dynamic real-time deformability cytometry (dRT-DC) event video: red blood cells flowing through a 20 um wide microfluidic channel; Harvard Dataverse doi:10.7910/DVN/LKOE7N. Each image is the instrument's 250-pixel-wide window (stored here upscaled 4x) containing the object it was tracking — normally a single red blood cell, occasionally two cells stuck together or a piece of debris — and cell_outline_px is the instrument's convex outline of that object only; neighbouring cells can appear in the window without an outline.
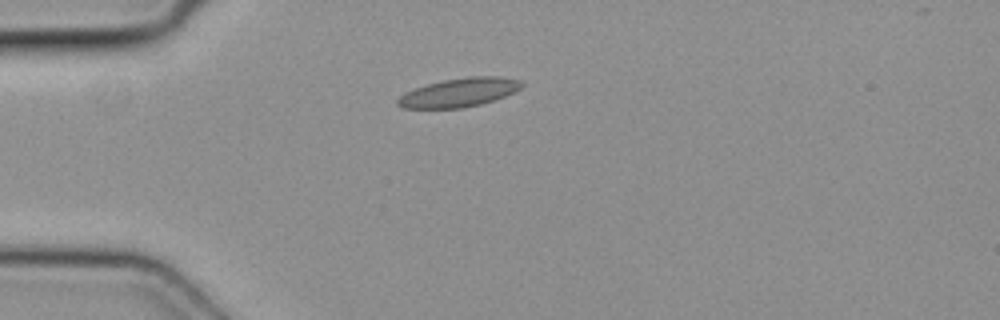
{"species": "common noctule bat (a hibernating species)", "species_latin": "Nyctalus noctula", "temperature_condition": "cold", "stored_images_in_passage": 2, "camera_frame_rate_fps": 3000, "um_per_image_px": 0.085, "animal": {"sex": "female", "body_mass_g": 19.3, "forearm_length_mm": 54.1}, "frame": {"image": 1, "passage_image": 1, "time_ms": 0.0, "image_size_px": [1000, 320], "cell_outline_px": [[524, 84], [520, 88], [496, 100], [464, 108], [404, 108], [396, 104], [396, 100], [404, 92], [428, 84], [444, 80], [468, 76], [500, 76], [524, 80]], "centroid_in_image_um": [39.05, 7.85], "position_along_channel_um": 45.9, "area_um2": 20.87}}